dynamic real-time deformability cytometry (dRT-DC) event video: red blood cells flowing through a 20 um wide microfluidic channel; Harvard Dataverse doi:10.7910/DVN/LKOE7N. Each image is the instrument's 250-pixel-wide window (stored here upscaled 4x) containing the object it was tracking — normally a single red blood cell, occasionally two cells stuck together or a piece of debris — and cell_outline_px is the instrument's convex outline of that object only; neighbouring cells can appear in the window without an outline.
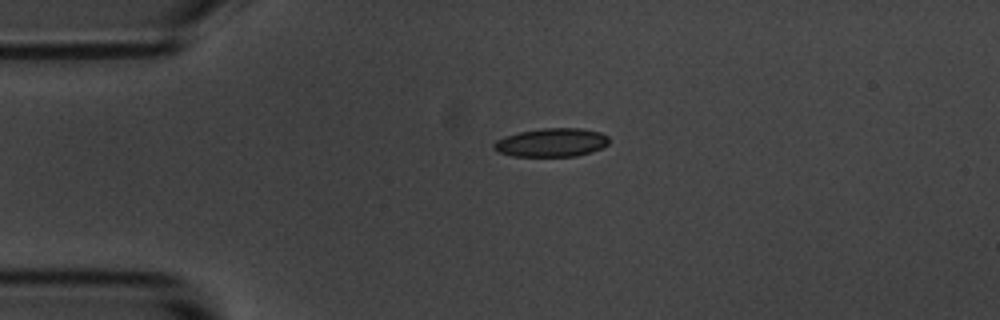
{"species": "common noctule bat (a hibernating species)", "species_latin": "Nyctalus noctula", "temperature_condition": "room temperature", "stored_images_in_passage": 2, "camera_frame_rate_fps": 3000, "um_per_image_px": 0.085, "animal": {"sex": "male", "body_mass_g": 20.1, "forearm_length_mm": 53.5}, "frame": {"image": 1, "passage_image": 1, "time_ms": 0.0, "image_size_px": [1000, 320], "cell_outline_px": [[608, 144], [592, 152], [576, 156], [512, 156], [500, 152], [492, 148], [492, 144], [496, 140], [504, 136], [520, 132], [540, 128], [580, 128], [600, 132], [608, 136]], "centroid_in_image_um": [46.86, 12.11], "position_along_channel_um": 38.1, "area_um2": 19.19}}